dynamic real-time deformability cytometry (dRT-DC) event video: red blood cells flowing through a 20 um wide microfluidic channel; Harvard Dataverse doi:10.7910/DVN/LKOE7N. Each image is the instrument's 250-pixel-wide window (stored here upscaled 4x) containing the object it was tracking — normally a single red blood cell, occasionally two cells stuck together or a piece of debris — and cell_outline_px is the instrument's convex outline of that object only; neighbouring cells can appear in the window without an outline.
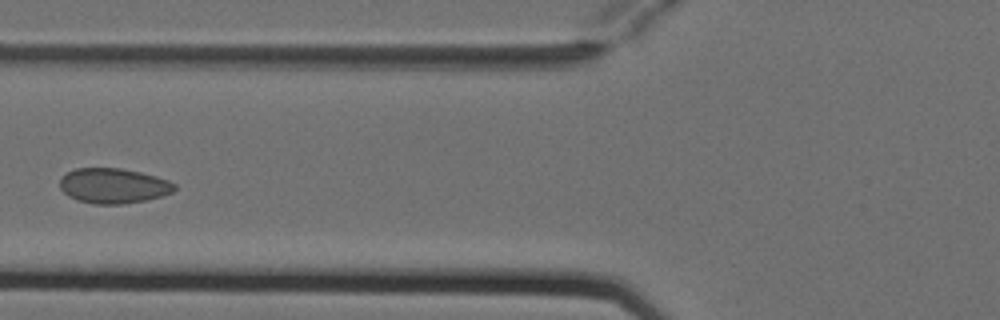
{"species": "Egyptian fruit bat (a non-hibernating species)", "species_latin": "Rousettus aegyptiacus", "temperature_condition": "cold", "stored_images_in_passage": 5, "camera_frame_rate_fps": 3000, "um_per_image_px": 0.085, "animal": {"sex": "female"}, "frame": {"image": 1, "passage_image": 5, "time_ms": 1.333, "image_size_px": [1000, 320], "cell_outline_px": [[176, 188], [172, 192], [160, 196], [144, 200], [124, 204], [92, 204], [76, 200], [68, 196], [60, 188], [60, 176], [76, 168], [120, 168], [140, 172], [156, 176], [168, 180], [176, 184]], "centroid_in_image_um": [9.61, 15.79], "position_along_channel_um": 116.2, "area_um2": 23.52}}